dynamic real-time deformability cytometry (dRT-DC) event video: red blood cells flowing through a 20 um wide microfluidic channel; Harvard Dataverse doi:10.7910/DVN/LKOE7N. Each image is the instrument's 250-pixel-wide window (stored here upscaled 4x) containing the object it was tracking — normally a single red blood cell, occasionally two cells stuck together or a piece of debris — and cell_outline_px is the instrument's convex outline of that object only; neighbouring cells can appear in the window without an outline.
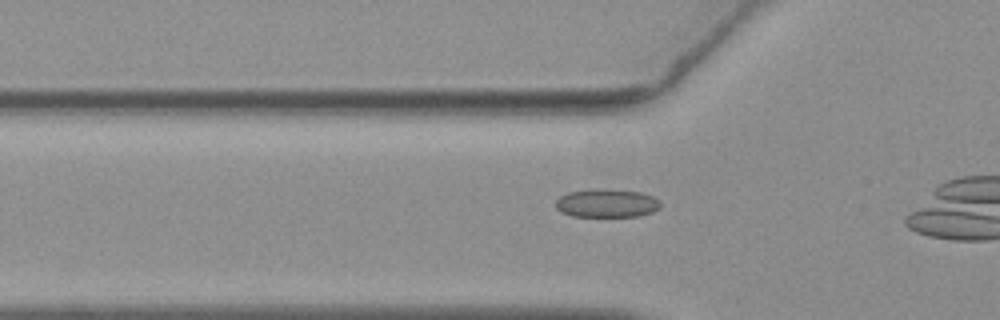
{"species": "common noctule bat (a hibernating species)", "species_latin": "Nyctalus noctula", "temperature_condition": "warm", "stored_images_in_passage": 15, "camera_frame_rate_fps": 3000, "um_per_image_px": 0.085, "animal": {"sex": "female", "body_mass_g": 19.3, "forearm_length_mm": 54.1}, "frame": {"image": 1, "passage_image": 9, "time_ms": 2.667, "image_size_px": [1000, 320], "cell_outline_px": [[660, 208], [652, 212], [640, 216], [572, 216], [560, 212], [556, 208], [556, 200], [560, 196], [568, 192], [592, 188], [604, 188], [640, 192], [652, 196], [660, 200]], "centroid_in_image_um": [51.56, 17.26], "position_along_channel_um": 74.2, "area_um2": 17.57}}
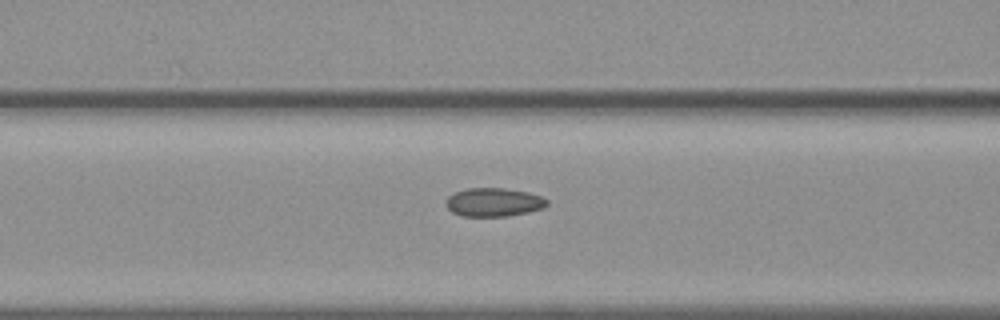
{"frame": {"image": 2, "passage_image": 13, "time_ms": 4.0, "image_size_px": [1000, 320], "cell_outline_px": [[548, 204], [544, 208], [528, 212], [508, 216], [460, 216], [452, 212], [444, 204], [448, 196], [456, 192], [468, 188], [504, 188], [528, 192], [540, 196], [548, 200]], "centroid_in_image_um": [41.96, 17.19], "position_along_channel_um": 124.6, "area_um2": 16.88}}